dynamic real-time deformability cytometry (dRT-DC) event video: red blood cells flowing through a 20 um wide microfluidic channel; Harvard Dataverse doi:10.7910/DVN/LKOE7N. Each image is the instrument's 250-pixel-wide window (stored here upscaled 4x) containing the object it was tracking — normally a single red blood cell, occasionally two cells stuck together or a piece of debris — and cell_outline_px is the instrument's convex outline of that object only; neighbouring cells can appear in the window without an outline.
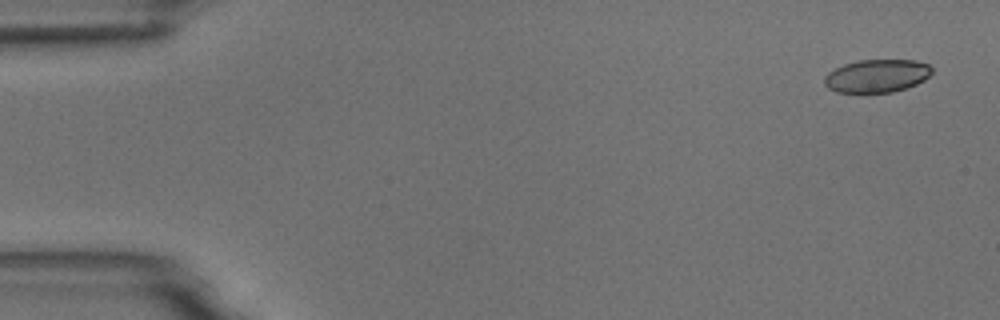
{"species": "common noctule bat (a hibernating species)", "species_latin": "Nyctalus noctula", "temperature_condition": "room temperature", "stored_images_in_passage": 6, "camera_frame_rate_fps": 3000, "um_per_image_px": 0.085, "animal": {"sex": "male", "body_mass_g": 18.8}, "frame": {"image": 1, "passage_image": 1, "time_ms": 0.0, "image_size_px": [1000, 320], "cell_outline_px": [[932, 72], [924, 80], [916, 84], [892, 92], [836, 92], [828, 88], [824, 84], [824, 76], [828, 72], [844, 64], [860, 60], [916, 60], [928, 64], [932, 68]], "centroid_in_image_um": [74.52, 6.44], "position_along_channel_um": 10.5, "area_um2": 20.58}}
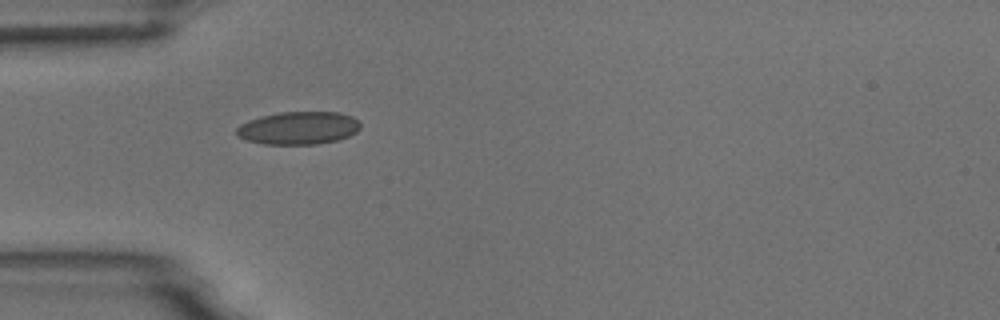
{"frame": {"image": 2, "passage_image": 5, "time_ms": 4.667, "image_size_px": [1000, 320], "cell_outline_px": [[360, 128], [356, 132], [348, 136], [336, 140], [316, 144], [264, 144], [248, 140], [236, 136], [236, 128], [240, 124], [248, 120], [260, 116], [280, 112], [340, 112], [352, 116], [360, 124]], "centroid_in_image_um": [25.34, 10.87], "position_along_channel_um": 59.7, "area_um2": 23.7}}